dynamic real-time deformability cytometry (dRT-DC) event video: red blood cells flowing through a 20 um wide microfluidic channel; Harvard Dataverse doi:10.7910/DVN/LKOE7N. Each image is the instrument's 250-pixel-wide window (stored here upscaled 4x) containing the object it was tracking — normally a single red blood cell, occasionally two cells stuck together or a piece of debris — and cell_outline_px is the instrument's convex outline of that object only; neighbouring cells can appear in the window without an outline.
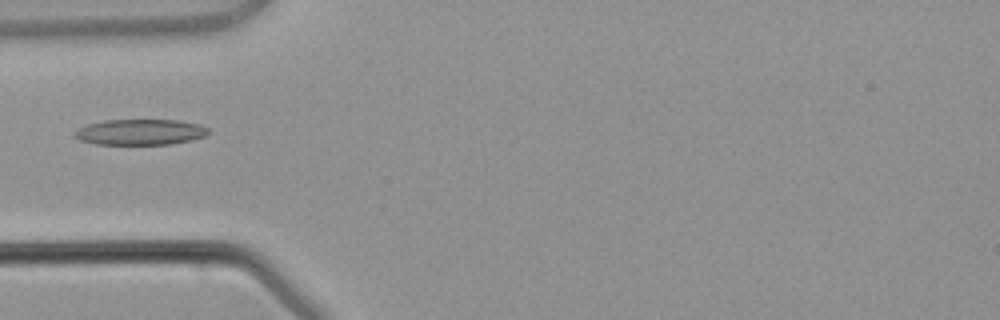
{"species": "common noctule bat (a hibernating species)", "species_latin": "Nyctalus noctula", "temperature_condition": "warm", "stored_images_in_passage": 3, "camera_frame_rate_fps": 3000, "um_per_image_px": 0.085, "animal": {"sex": "male", "body_mass_g": 21.5, "forearm_length_mm": 52.0}, "frame": {"image": 1, "passage_image": 3, "time_ms": 3.667, "image_size_px": [1000, 320], "cell_outline_px": [[208, 132], [204, 136], [192, 140], [172, 144], [96, 144], [80, 140], [72, 136], [80, 128], [88, 124], [104, 120], [176, 120], [200, 124], [208, 128]], "centroid_in_image_um": [11.93, 11.22], "position_along_channel_um": 73.1, "area_um2": 19.94}}